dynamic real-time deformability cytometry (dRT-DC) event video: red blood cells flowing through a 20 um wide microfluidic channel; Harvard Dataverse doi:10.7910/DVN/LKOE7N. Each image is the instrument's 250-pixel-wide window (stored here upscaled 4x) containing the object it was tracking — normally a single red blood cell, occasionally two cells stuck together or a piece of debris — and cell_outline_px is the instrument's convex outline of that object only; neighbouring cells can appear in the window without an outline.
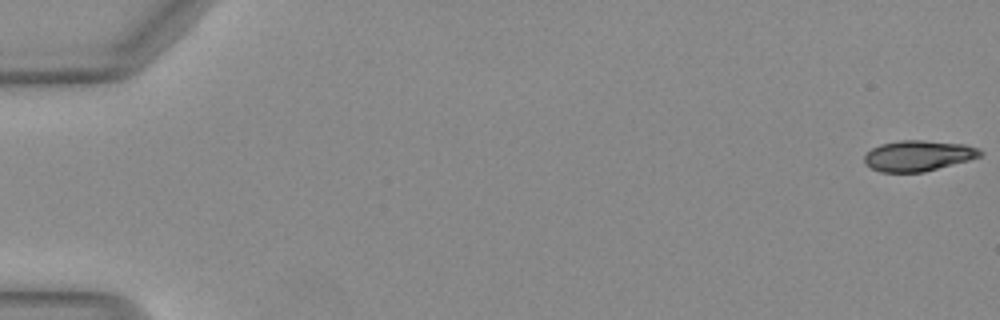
{"species": "Egyptian fruit bat (a non-hibernating species)", "species_latin": "Rousettus aegyptiacus", "temperature_condition": "warm", "stored_images_in_passage": 8, "camera_frame_rate_fps": 3000, "um_per_image_px": 0.085, "animal": {"sex": "female"}, "frame": {"image": 1, "passage_image": 1, "time_ms": 0.0, "image_size_px": [1000, 320], "cell_outline_px": [[984, 152], [980, 156], [968, 160], [924, 172], [880, 172], [864, 164], [864, 156], [872, 148], [880, 144], [900, 140], [920, 140], [964, 144], [976, 148]], "centroid_in_image_um": [78.01, 13.24], "position_along_channel_um": 7.0, "area_um2": 20.58}}